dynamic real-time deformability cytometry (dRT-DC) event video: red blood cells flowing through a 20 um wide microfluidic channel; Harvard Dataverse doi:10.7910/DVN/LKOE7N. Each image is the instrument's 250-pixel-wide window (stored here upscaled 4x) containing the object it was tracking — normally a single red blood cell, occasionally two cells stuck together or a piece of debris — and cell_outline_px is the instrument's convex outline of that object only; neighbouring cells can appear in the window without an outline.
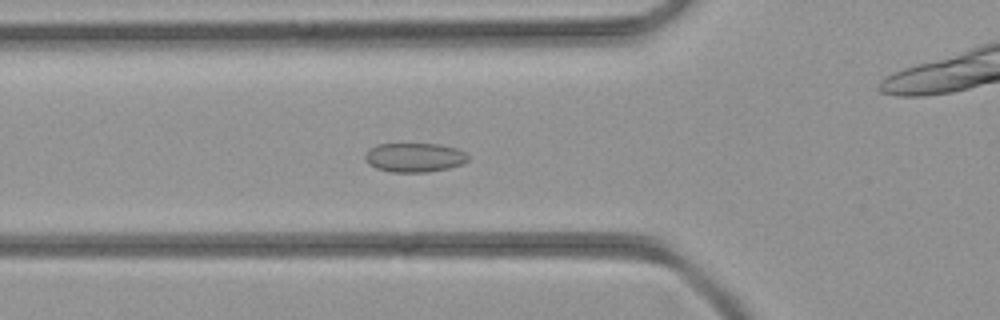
{"species": "common noctule bat (a hibernating species)", "species_latin": "Nyctalus noctula", "temperature_condition": "room temperature", "stored_images_in_passage": 33, "camera_frame_rate_fps": 3000, "um_per_image_px": 0.085, "animal": {"sex": "female", "body_mass_g": 21.9}, "frame": {"image": 1, "passage_image": 13, "time_ms": 4.0, "image_size_px": [1000, 320], "cell_outline_px": [[468, 160], [464, 164], [448, 168], [428, 172], [392, 172], [376, 168], [368, 164], [364, 160], [364, 156], [368, 148], [376, 144], [440, 144], [456, 148], [464, 152], [468, 156]], "centroid_in_image_um": [35.2, 13.38], "position_along_channel_um": 90.6, "area_um2": 17.69}}
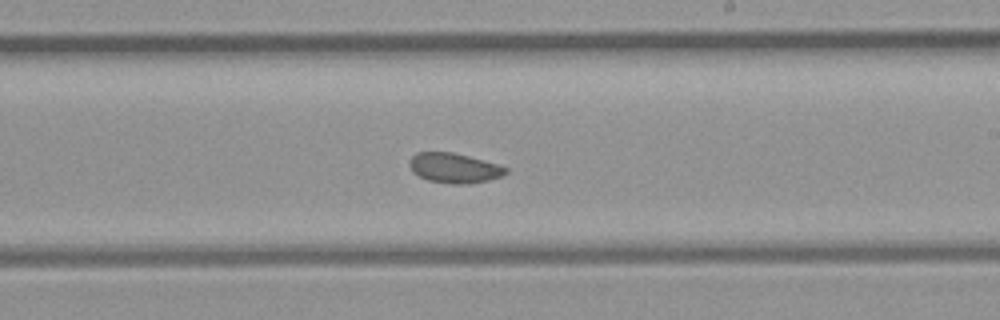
{"frame": {"image": 2, "passage_image": 23, "time_ms": 7.333, "image_size_px": [1000, 320], "cell_outline_px": [[508, 172], [500, 176], [488, 180], [468, 184], [452, 184], [428, 180], [412, 172], [408, 164], [408, 160], [416, 152], [452, 152], [468, 156], [496, 164], [508, 168]], "centroid_in_image_um": [38.56, 14.28], "position_along_channel_um": 250.4, "area_um2": 16.7}}
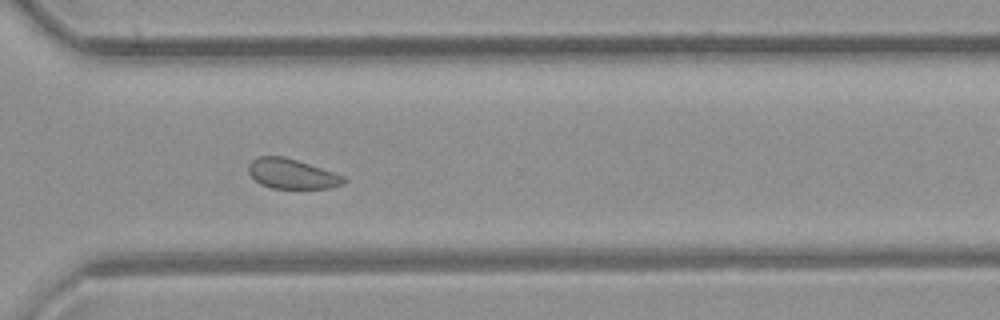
{"frame": {"image": 3, "passage_image": 29, "time_ms": 9.333, "image_size_px": [1000, 320], "cell_outline_px": [[348, 180], [344, 184], [332, 188], [272, 188], [260, 184], [248, 172], [248, 164], [256, 156], [284, 156], [344, 176]], "centroid_in_image_um": [24.8, 14.78], "position_along_channel_um": 345.8, "area_um2": 16.53}}